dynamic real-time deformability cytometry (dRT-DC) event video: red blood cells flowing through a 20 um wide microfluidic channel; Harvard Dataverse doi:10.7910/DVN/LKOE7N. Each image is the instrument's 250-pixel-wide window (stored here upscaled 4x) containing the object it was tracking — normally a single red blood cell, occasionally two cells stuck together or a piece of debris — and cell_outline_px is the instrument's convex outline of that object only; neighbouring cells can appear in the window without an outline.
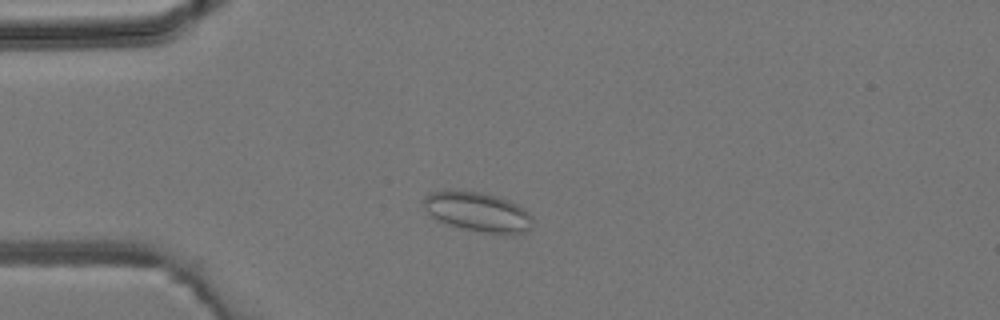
{"species": "common noctule bat (a hibernating species)", "species_latin": "Nyctalus noctula", "temperature_condition": "room temperature", "stored_images_in_passage": 3, "camera_frame_rate_fps": 3000, "um_per_image_px": 0.085, "animal": {"sex": "male", "body_mass_g": 19.2, "forearm_length_mm": 51.8}, "frame": {"image": 1, "passage_image": 3, "time_ms": 2.333, "image_size_px": [1000, 320], "cell_outline_px": [[532, 220], [528, 232], [512, 236], [484, 232], [464, 228], [448, 224], [432, 216], [424, 208], [424, 196], [432, 192], [448, 188], [476, 192], [496, 196], [520, 204], [532, 216]], "centroid_in_image_um": [40.65, 18.01], "position_along_channel_um": 44.4, "area_um2": 25.43}}